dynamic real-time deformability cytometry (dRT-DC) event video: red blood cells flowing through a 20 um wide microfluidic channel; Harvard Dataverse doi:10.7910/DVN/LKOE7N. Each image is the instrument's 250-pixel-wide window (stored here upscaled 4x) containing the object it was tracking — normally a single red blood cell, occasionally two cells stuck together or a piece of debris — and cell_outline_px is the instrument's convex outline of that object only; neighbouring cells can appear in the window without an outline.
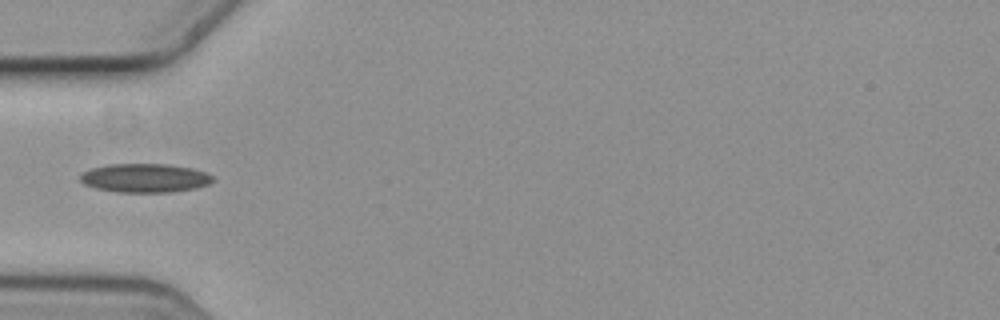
{"species": "common noctule bat (a hibernating species)", "species_latin": "Nyctalus noctula", "temperature_condition": "cold", "stored_images_in_passage": 6, "camera_frame_rate_fps": 3000, "um_per_image_px": 0.085, "animal": {"sex": "female", "body_mass_g": 19.3, "forearm_length_mm": 54.1}, "frame": {"image": 1, "passage_image": 4, "time_ms": 1.0, "image_size_px": [1000, 320], "cell_outline_px": [[216, 180], [208, 184], [196, 188], [172, 192], [116, 192], [96, 188], [84, 184], [80, 180], [80, 176], [84, 172], [92, 168], [108, 164], [168, 164], [192, 168], [208, 172]], "centroid_in_image_um": [12.36, 15.13], "position_along_channel_um": 72.6, "area_um2": 22.37}}
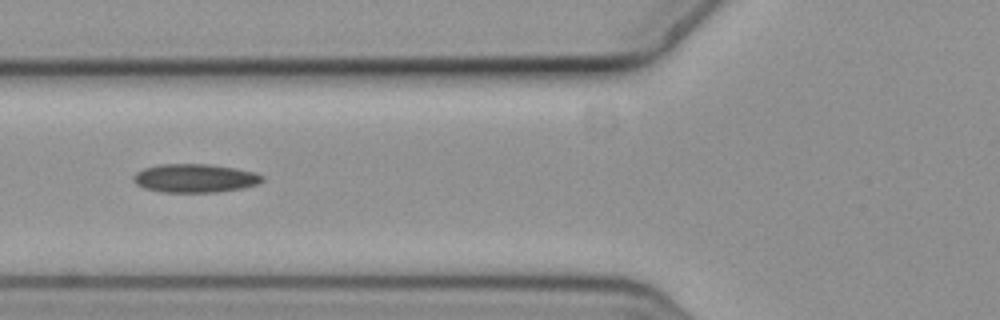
{"frame": {"image": 2, "passage_image": 5, "time_ms": 1.333, "image_size_px": [1000, 320], "cell_outline_px": [[264, 180], [256, 184], [244, 188], [216, 192], [160, 192], [144, 188], [136, 184], [132, 180], [132, 176], [136, 172], [144, 168], [160, 164], [208, 164], [236, 168], [256, 172], [264, 176]], "centroid_in_image_um": [16.56, 15.14], "position_along_channel_um": 109.2, "area_um2": 21.62}}
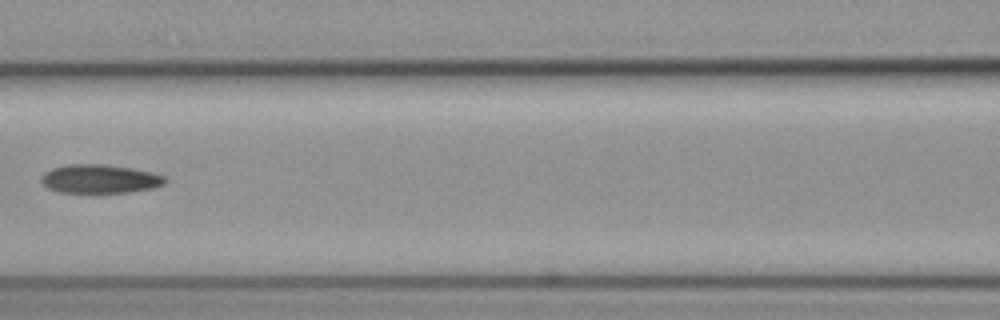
{"frame": {"image": 3, "passage_image": 6, "time_ms": 1.667, "image_size_px": [1000, 320], "cell_outline_px": [[168, 180], [164, 184], [156, 188], [128, 192], [96, 196], [92, 196], [56, 192], [48, 188], [40, 180], [40, 176], [44, 172], [52, 168], [64, 164], [104, 164], [132, 168], [152, 172], [164, 176]], "centroid_in_image_um": [8.45, 15.26], "position_along_channel_um": 158.1, "area_um2": 22.02}}